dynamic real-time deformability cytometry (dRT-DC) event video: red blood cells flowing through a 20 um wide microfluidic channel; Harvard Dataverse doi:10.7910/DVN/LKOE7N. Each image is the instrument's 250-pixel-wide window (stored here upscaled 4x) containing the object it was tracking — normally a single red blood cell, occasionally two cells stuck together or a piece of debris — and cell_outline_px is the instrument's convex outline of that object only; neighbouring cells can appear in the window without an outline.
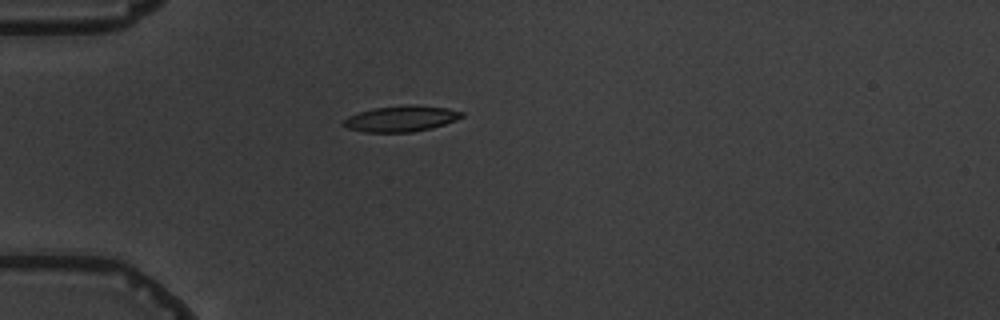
{"species": "common noctule bat (a hibernating species)", "species_latin": "Nyctalus noctula", "temperature_condition": "warm", "stored_images_in_passage": 1, "camera_frame_rate_fps": 3000, "um_per_image_px": 0.085, "animal": {"sex": "male", "body_mass_g": 19.5, "forearm_length_mm": 54.6}, "frame": {"image": 1, "passage_image": 1, "time_ms": 0.0, "image_size_px": [1000, 320], "cell_outline_px": [[464, 116], [456, 120], [432, 128], [412, 132], [364, 132], [348, 128], [340, 124], [348, 116], [360, 112], [376, 108], [404, 104], [408, 104], [448, 108], [464, 112]], "centroid_in_image_um": [34.11, 10.08], "position_along_channel_um": 50.9, "area_um2": 17.86}}